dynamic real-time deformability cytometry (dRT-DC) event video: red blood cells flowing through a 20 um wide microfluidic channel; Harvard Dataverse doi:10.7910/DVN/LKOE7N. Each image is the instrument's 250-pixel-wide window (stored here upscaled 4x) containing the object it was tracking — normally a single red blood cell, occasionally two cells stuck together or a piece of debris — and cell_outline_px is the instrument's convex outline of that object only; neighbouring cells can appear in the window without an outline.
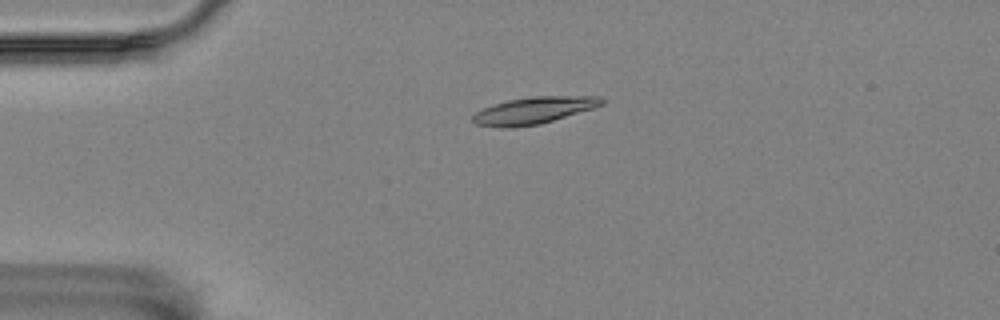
{"species": "Egyptian fruit bat (a non-hibernating species)", "species_latin": "Rousettus aegyptiacus", "temperature_condition": "room temperature", "stored_images_in_passage": 5, "camera_frame_rate_fps": 3000, "um_per_image_px": 0.085, "animal": {"sex": "female"}, "frame": {"image": 1, "passage_image": 4, "time_ms": 1.0, "image_size_px": [1000, 320], "cell_outline_px": [[604, 104], [592, 108], [540, 124], [476, 124], [472, 120], [472, 116], [476, 112], [484, 108], [508, 100], [532, 96], [600, 96], [604, 100]], "centroid_in_image_um": [45.48, 9.32], "position_along_channel_um": 39.5, "area_um2": 18.96}}